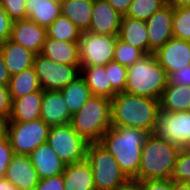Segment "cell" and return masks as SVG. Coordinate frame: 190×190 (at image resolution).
Wrapping results in <instances>:
<instances>
[{
  "label": "cell",
  "mask_w": 190,
  "mask_h": 190,
  "mask_svg": "<svg viewBox=\"0 0 190 190\" xmlns=\"http://www.w3.org/2000/svg\"><path fill=\"white\" fill-rule=\"evenodd\" d=\"M117 37L142 50L145 54H149L148 33L144 20L129 18L123 15Z\"/></svg>",
  "instance_id": "obj_22"
},
{
  "label": "cell",
  "mask_w": 190,
  "mask_h": 190,
  "mask_svg": "<svg viewBox=\"0 0 190 190\" xmlns=\"http://www.w3.org/2000/svg\"><path fill=\"white\" fill-rule=\"evenodd\" d=\"M60 91L67 103L71 115L77 113L92 95L85 80L81 76Z\"/></svg>",
  "instance_id": "obj_28"
},
{
  "label": "cell",
  "mask_w": 190,
  "mask_h": 190,
  "mask_svg": "<svg viewBox=\"0 0 190 190\" xmlns=\"http://www.w3.org/2000/svg\"><path fill=\"white\" fill-rule=\"evenodd\" d=\"M13 155L10 142L3 133L0 136V179L5 178L6 170Z\"/></svg>",
  "instance_id": "obj_37"
},
{
  "label": "cell",
  "mask_w": 190,
  "mask_h": 190,
  "mask_svg": "<svg viewBox=\"0 0 190 190\" xmlns=\"http://www.w3.org/2000/svg\"><path fill=\"white\" fill-rule=\"evenodd\" d=\"M122 16L106 0H94L88 32L118 36Z\"/></svg>",
  "instance_id": "obj_14"
},
{
  "label": "cell",
  "mask_w": 190,
  "mask_h": 190,
  "mask_svg": "<svg viewBox=\"0 0 190 190\" xmlns=\"http://www.w3.org/2000/svg\"><path fill=\"white\" fill-rule=\"evenodd\" d=\"M81 77L85 80L92 95L112 99V84L109 81L106 65L80 67Z\"/></svg>",
  "instance_id": "obj_26"
},
{
  "label": "cell",
  "mask_w": 190,
  "mask_h": 190,
  "mask_svg": "<svg viewBox=\"0 0 190 190\" xmlns=\"http://www.w3.org/2000/svg\"><path fill=\"white\" fill-rule=\"evenodd\" d=\"M33 68L43 90H61L81 76L80 65L55 63L40 53L34 56Z\"/></svg>",
  "instance_id": "obj_9"
},
{
  "label": "cell",
  "mask_w": 190,
  "mask_h": 190,
  "mask_svg": "<svg viewBox=\"0 0 190 190\" xmlns=\"http://www.w3.org/2000/svg\"><path fill=\"white\" fill-rule=\"evenodd\" d=\"M12 22L0 4V43L10 38Z\"/></svg>",
  "instance_id": "obj_41"
},
{
  "label": "cell",
  "mask_w": 190,
  "mask_h": 190,
  "mask_svg": "<svg viewBox=\"0 0 190 190\" xmlns=\"http://www.w3.org/2000/svg\"><path fill=\"white\" fill-rule=\"evenodd\" d=\"M11 75L7 70V67L4 62V58L0 52V85L1 86H8L10 81Z\"/></svg>",
  "instance_id": "obj_44"
},
{
  "label": "cell",
  "mask_w": 190,
  "mask_h": 190,
  "mask_svg": "<svg viewBox=\"0 0 190 190\" xmlns=\"http://www.w3.org/2000/svg\"><path fill=\"white\" fill-rule=\"evenodd\" d=\"M171 180L176 182H190V148H181L174 165Z\"/></svg>",
  "instance_id": "obj_35"
},
{
  "label": "cell",
  "mask_w": 190,
  "mask_h": 190,
  "mask_svg": "<svg viewBox=\"0 0 190 190\" xmlns=\"http://www.w3.org/2000/svg\"><path fill=\"white\" fill-rule=\"evenodd\" d=\"M109 81L112 84V98L120 92L125 91L127 82V67L120 63L111 61L106 64Z\"/></svg>",
  "instance_id": "obj_34"
},
{
  "label": "cell",
  "mask_w": 190,
  "mask_h": 190,
  "mask_svg": "<svg viewBox=\"0 0 190 190\" xmlns=\"http://www.w3.org/2000/svg\"><path fill=\"white\" fill-rule=\"evenodd\" d=\"M40 54L55 63L80 65L79 42L58 41L46 37Z\"/></svg>",
  "instance_id": "obj_20"
},
{
  "label": "cell",
  "mask_w": 190,
  "mask_h": 190,
  "mask_svg": "<svg viewBox=\"0 0 190 190\" xmlns=\"http://www.w3.org/2000/svg\"><path fill=\"white\" fill-rule=\"evenodd\" d=\"M40 118L50 127L71 122L72 115L60 90H43Z\"/></svg>",
  "instance_id": "obj_15"
},
{
  "label": "cell",
  "mask_w": 190,
  "mask_h": 190,
  "mask_svg": "<svg viewBox=\"0 0 190 190\" xmlns=\"http://www.w3.org/2000/svg\"><path fill=\"white\" fill-rule=\"evenodd\" d=\"M48 38L58 41L79 42L82 32L68 18L60 15L47 28Z\"/></svg>",
  "instance_id": "obj_29"
},
{
  "label": "cell",
  "mask_w": 190,
  "mask_h": 190,
  "mask_svg": "<svg viewBox=\"0 0 190 190\" xmlns=\"http://www.w3.org/2000/svg\"><path fill=\"white\" fill-rule=\"evenodd\" d=\"M160 111H190V86L167 84L159 100Z\"/></svg>",
  "instance_id": "obj_25"
},
{
  "label": "cell",
  "mask_w": 190,
  "mask_h": 190,
  "mask_svg": "<svg viewBox=\"0 0 190 190\" xmlns=\"http://www.w3.org/2000/svg\"><path fill=\"white\" fill-rule=\"evenodd\" d=\"M0 4L12 21L28 19L26 0H0Z\"/></svg>",
  "instance_id": "obj_36"
},
{
  "label": "cell",
  "mask_w": 190,
  "mask_h": 190,
  "mask_svg": "<svg viewBox=\"0 0 190 190\" xmlns=\"http://www.w3.org/2000/svg\"><path fill=\"white\" fill-rule=\"evenodd\" d=\"M117 36L82 32L79 40L80 67L106 65L113 60Z\"/></svg>",
  "instance_id": "obj_10"
},
{
  "label": "cell",
  "mask_w": 190,
  "mask_h": 190,
  "mask_svg": "<svg viewBox=\"0 0 190 190\" xmlns=\"http://www.w3.org/2000/svg\"><path fill=\"white\" fill-rule=\"evenodd\" d=\"M149 54L155 53L173 37V7L166 4L146 21Z\"/></svg>",
  "instance_id": "obj_12"
},
{
  "label": "cell",
  "mask_w": 190,
  "mask_h": 190,
  "mask_svg": "<svg viewBox=\"0 0 190 190\" xmlns=\"http://www.w3.org/2000/svg\"><path fill=\"white\" fill-rule=\"evenodd\" d=\"M86 160L92 169L95 190H117L127 180L114 156L99 142L88 144Z\"/></svg>",
  "instance_id": "obj_6"
},
{
  "label": "cell",
  "mask_w": 190,
  "mask_h": 190,
  "mask_svg": "<svg viewBox=\"0 0 190 190\" xmlns=\"http://www.w3.org/2000/svg\"><path fill=\"white\" fill-rule=\"evenodd\" d=\"M29 157L39 179L50 178L64 172L66 164L47 143L33 150Z\"/></svg>",
  "instance_id": "obj_18"
},
{
  "label": "cell",
  "mask_w": 190,
  "mask_h": 190,
  "mask_svg": "<svg viewBox=\"0 0 190 190\" xmlns=\"http://www.w3.org/2000/svg\"><path fill=\"white\" fill-rule=\"evenodd\" d=\"M2 130L10 142L13 154L30 155L47 142L50 126L39 118L28 122H4Z\"/></svg>",
  "instance_id": "obj_7"
},
{
  "label": "cell",
  "mask_w": 190,
  "mask_h": 190,
  "mask_svg": "<svg viewBox=\"0 0 190 190\" xmlns=\"http://www.w3.org/2000/svg\"><path fill=\"white\" fill-rule=\"evenodd\" d=\"M5 178L20 190H33L39 177L29 155H13L6 170Z\"/></svg>",
  "instance_id": "obj_17"
},
{
  "label": "cell",
  "mask_w": 190,
  "mask_h": 190,
  "mask_svg": "<svg viewBox=\"0 0 190 190\" xmlns=\"http://www.w3.org/2000/svg\"><path fill=\"white\" fill-rule=\"evenodd\" d=\"M62 175L64 190H95L92 169L86 159L66 165Z\"/></svg>",
  "instance_id": "obj_23"
},
{
  "label": "cell",
  "mask_w": 190,
  "mask_h": 190,
  "mask_svg": "<svg viewBox=\"0 0 190 190\" xmlns=\"http://www.w3.org/2000/svg\"><path fill=\"white\" fill-rule=\"evenodd\" d=\"M144 55L146 54L142 50L122 41L117 37L112 61L129 67L141 59Z\"/></svg>",
  "instance_id": "obj_32"
},
{
  "label": "cell",
  "mask_w": 190,
  "mask_h": 190,
  "mask_svg": "<svg viewBox=\"0 0 190 190\" xmlns=\"http://www.w3.org/2000/svg\"><path fill=\"white\" fill-rule=\"evenodd\" d=\"M121 15H125L133 0H106Z\"/></svg>",
  "instance_id": "obj_43"
},
{
  "label": "cell",
  "mask_w": 190,
  "mask_h": 190,
  "mask_svg": "<svg viewBox=\"0 0 190 190\" xmlns=\"http://www.w3.org/2000/svg\"><path fill=\"white\" fill-rule=\"evenodd\" d=\"M94 0H62L61 15L68 18L81 32L89 30Z\"/></svg>",
  "instance_id": "obj_24"
},
{
  "label": "cell",
  "mask_w": 190,
  "mask_h": 190,
  "mask_svg": "<svg viewBox=\"0 0 190 190\" xmlns=\"http://www.w3.org/2000/svg\"><path fill=\"white\" fill-rule=\"evenodd\" d=\"M46 143L66 165L86 159L89 143L70 123L50 127Z\"/></svg>",
  "instance_id": "obj_8"
},
{
  "label": "cell",
  "mask_w": 190,
  "mask_h": 190,
  "mask_svg": "<svg viewBox=\"0 0 190 190\" xmlns=\"http://www.w3.org/2000/svg\"><path fill=\"white\" fill-rule=\"evenodd\" d=\"M2 134H3V130L1 129V130H0V136H1Z\"/></svg>",
  "instance_id": "obj_50"
},
{
  "label": "cell",
  "mask_w": 190,
  "mask_h": 190,
  "mask_svg": "<svg viewBox=\"0 0 190 190\" xmlns=\"http://www.w3.org/2000/svg\"><path fill=\"white\" fill-rule=\"evenodd\" d=\"M28 19L47 28L61 15L60 1L51 0V5L26 6Z\"/></svg>",
  "instance_id": "obj_30"
},
{
  "label": "cell",
  "mask_w": 190,
  "mask_h": 190,
  "mask_svg": "<svg viewBox=\"0 0 190 190\" xmlns=\"http://www.w3.org/2000/svg\"><path fill=\"white\" fill-rule=\"evenodd\" d=\"M173 8L190 7V0H166Z\"/></svg>",
  "instance_id": "obj_46"
},
{
  "label": "cell",
  "mask_w": 190,
  "mask_h": 190,
  "mask_svg": "<svg viewBox=\"0 0 190 190\" xmlns=\"http://www.w3.org/2000/svg\"><path fill=\"white\" fill-rule=\"evenodd\" d=\"M168 75L154 53L146 54L127 67L125 93L160 100L168 84Z\"/></svg>",
  "instance_id": "obj_4"
},
{
  "label": "cell",
  "mask_w": 190,
  "mask_h": 190,
  "mask_svg": "<svg viewBox=\"0 0 190 190\" xmlns=\"http://www.w3.org/2000/svg\"><path fill=\"white\" fill-rule=\"evenodd\" d=\"M0 190H20L15 185L10 183L6 178L0 179Z\"/></svg>",
  "instance_id": "obj_47"
},
{
  "label": "cell",
  "mask_w": 190,
  "mask_h": 190,
  "mask_svg": "<svg viewBox=\"0 0 190 190\" xmlns=\"http://www.w3.org/2000/svg\"><path fill=\"white\" fill-rule=\"evenodd\" d=\"M46 37V28L29 19L12 22L9 39L31 50L35 54L41 52Z\"/></svg>",
  "instance_id": "obj_16"
},
{
  "label": "cell",
  "mask_w": 190,
  "mask_h": 190,
  "mask_svg": "<svg viewBox=\"0 0 190 190\" xmlns=\"http://www.w3.org/2000/svg\"><path fill=\"white\" fill-rule=\"evenodd\" d=\"M0 52L11 76L33 67L35 53L10 39L0 43Z\"/></svg>",
  "instance_id": "obj_19"
},
{
  "label": "cell",
  "mask_w": 190,
  "mask_h": 190,
  "mask_svg": "<svg viewBox=\"0 0 190 190\" xmlns=\"http://www.w3.org/2000/svg\"><path fill=\"white\" fill-rule=\"evenodd\" d=\"M168 84L190 86V65L168 74Z\"/></svg>",
  "instance_id": "obj_40"
},
{
  "label": "cell",
  "mask_w": 190,
  "mask_h": 190,
  "mask_svg": "<svg viewBox=\"0 0 190 190\" xmlns=\"http://www.w3.org/2000/svg\"><path fill=\"white\" fill-rule=\"evenodd\" d=\"M70 124L88 143L100 142L105 132L112 127L110 99L91 95L80 110L72 115Z\"/></svg>",
  "instance_id": "obj_5"
},
{
  "label": "cell",
  "mask_w": 190,
  "mask_h": 190,
  "mask_svg": "<svg viewBox=\"0 0 190 190\" xmlns=\"http://www.w3.org/2000/svg\"><path fill=\"white\" fill-rule=\"evenodd\" d=\"M172 190H190V186L188 183L172 180Z\"/></svg>",
  "instance_id": "obj_49"
},
{
  "label": "cell",
  "mask_w": 190,
  "mask_h": 190,
  "mask_svg": "<svg viewBox=\"0 0 190 190\" xmlns=\"http://www.w3.org/2000/svg\"><path fill=\"white\" fill-rule=\"evenodd\" d=\"M8 88L11 101L35 91H43L33 67L11 76Z\"/></svg>",
  "instance_id": "obj_27"
},
{
  "label": "cell",
  "mask_w": 190,
  "mask_h": 190,
  "mask_svg": "<svg viewBox=\"0 0 190 190\" xmlns=\"http://www.w3.org/2000/svg\"><path fill=\"white\" fill-rule=\"evenodd\" d=\"M117 190H142V181L127 179Z\"/></svg>",
  "instance_id": "obj_45"
},
{
  "label": "cell",
  "mask_w": 190,
  "mask_h": 190,
  "mask_svg": "<svg viewBox=\"0 0 190 190\" xmlns=\"http://www.w3.org/2000/svg\"><path fill=\"white\" fill-rule=\"evenodd\" d=\"M148 132L123 126H112L99 142L110 152L127 179H135L139 173L141 149Z\"/></svg>",
  "instance_id": "obj_1"
},
{
  "label": "cell",
  "mask_w": 190,
  "mask_h": 190,
  "mask_svg": "<svg viewBox=\"0 0 190 190\" xmlns=\"http://www.w3.org/2000/svg\"><path fill=\"white\" fill-rule=\"evenodd\" d=\"M43 91H35L12 100L11 112L6 122H28L40 118Z\"/></svg>",
  "instance_id": "obj_21"
},
{
  "label": "cell",
  "mask_w": 190,
  "mask_h": 190,
  "mask_svg": "<svg viewBox=\"0 0 190 190\" xmlns=\"http://www.w3.org/2000/svg\"><path fill=\"white\" fill-rule=\"evenodd\" d=\"M111 101L112 126L134 127L154 133L159 115V100L117 93Z\"/></svg>",
  "instance_id": "obj_2"
},
{
  "label": "cell",
  "mask_w": 190,
  "mask_h": 190,
  "mask_svg": "<svg viewBox=\"0 0 190 190\" xmlns=\"http://www.w3.org/2000/svg\"><path fill=\"white\" fill-rule=\"evenodd\" d=\"M154 134L180 148L190 147V111H159Z\"/></svg>",
  "instance_id": "obj_11"
},
{
  "label": "cell",
  "mask_w": 190,
  "mask_h": 190,
  "mask_svg": "<svg viewBox=\"0 0 190 190\" xmlns=\"http://www.w3.org/2000/svg\"><path fill=\"white\" fill-rule=\"evenodd\" d=\"M51 5V0H26V6Z\"/></svg>",
  "instance_id": "obj_48"
},
{
  "label": "cell",
  "mask_w": 190,
  "mask_h": 190,
  "mask_svg": "<svg viewBox=\"0 0 190 190\" xmlns=\"http://www.w3.org/2000/svg\"><path fill=\"white\" fill-rule=\"evenodd\" d=\"M11 98L8 86L0 85V122L3 124L9 119L11 112Z\"/></svg>",
  "instance_id": "obj_38"
},
{
  "label": "cell",
  "mask_w": 190,
  "mask_h": 190,
  "mask_svg": "<svg viewBox=\"0 0 190 190\" xmlns=\"http://www.w3.org/2000/svg\"><path fill=\"white\" fill-rule=\"evenodd\" d=\"M166 4V0H133L124 16L146 21Z\"/></svg>",
  "instance_id": "obj_31"
},
{
  "label": "cell",
  "mask_w": 190,
  "mask_h": 190,
  "mask_svg": "<svg viewBox=\"0 0 190 190\" xmlns=\"http://www.w3.org/2000/svg\"><path fill=\"white\" fill-rule=\"evenodd\" d=\"M173 37L190 41V7L173 8Z\"/></svg>",
  "instance_id": "obj_33"
},
{
  "label": "cell",
  "mask_w": 190,
  "mask_h": 190,
  "mask_svg": "<svg viewBox=\"0 0 190 190\" xmlns=\"http://www.w3.org/2000/svg\"><path fill=\"white\" fill-rule=\"evenodd\" d=\"M180 147L154 133L146 137L136 180L171 179Z\"/></svg>",
  "instance_id": "obj_3"
},
{
  "label": "cell",
  "mask_w": 190,
  "mask_h": 190,
  "mask_svg": "<svg viewBox=\"0 0 190 190\" xmlns=\"http://www.w3.org/2000/svg\"><path fill=\"white\" fill-rule=\"evenodd\" d=\"M142 190H172V180H145L142 181Z\"/></svg>",
  "instance_id": "obj_42"
},
{
  "label": "cell",
  "mask_w": 190,
  "mask_h": 190,
  "mask_svg": "<svg viewBox=\"0 0 190 190\" xmlns=\"http://www.w3.org/2000/svg\"><path fill=\"white\" fill-rule=\"evenodd\" d=\"M63 175L59 174L50 178L40 179L33 190H64Z\"/></svg>",
  "instance_id": "obj_39"
},
{
  "label": "cell",
  "mask_w": 190,
  "mask_h": 190,
  "mask_svg": "<svg viewBox=\"0 0 190 190\" xmlns=\"http://www.w3.org/2000/svg\"><path fill=\"white\" fill-rule=\"evenodd\" d=\"M154 55L168 75L190 65V41L172 37Z\"/></svg>",
  "instance_id": "obj_13"
}]
</instances>
